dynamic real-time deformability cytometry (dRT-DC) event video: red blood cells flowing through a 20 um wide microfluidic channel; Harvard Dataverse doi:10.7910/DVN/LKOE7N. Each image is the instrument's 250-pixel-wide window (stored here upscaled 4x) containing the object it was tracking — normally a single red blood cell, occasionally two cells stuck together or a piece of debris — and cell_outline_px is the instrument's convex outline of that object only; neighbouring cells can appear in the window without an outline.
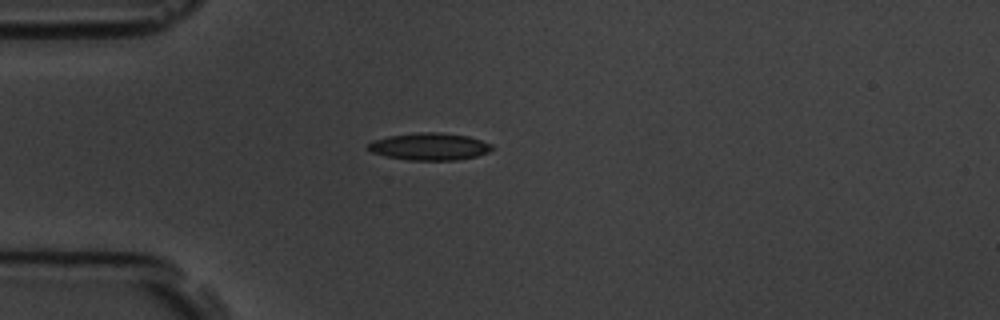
{"species": "common noctule bat (a hibernating species)", "species_latin": "Nyctalus noctula", "temperature_condition": "room temperature", "stored_images_in_passage": 1, "camera_frame_rate_fps": 3000, "um_per_image_px": 0.085, "animal": {"sex": "male", "body_mass_g": 19.5, "forearm_length_mm": 54.6}, "frame": {"image": 1, "passage_image": 1, "time_ms": 0.0, "image_size_px": [1000, 320], "cell_outline_px": [[492, 148], [488, 152], [476, 156], [456, 160], [408, 160], [384, 156], [372, 152], [368, 148], [368, 144], [372, 140], [388, 136], [416, 132], [440, 132], [468, 136], [492, 144]], "centroid_in_image_um": [36.48, 12.45], "position_along_channel_um": 48.5, "area_um2": 19.65}}